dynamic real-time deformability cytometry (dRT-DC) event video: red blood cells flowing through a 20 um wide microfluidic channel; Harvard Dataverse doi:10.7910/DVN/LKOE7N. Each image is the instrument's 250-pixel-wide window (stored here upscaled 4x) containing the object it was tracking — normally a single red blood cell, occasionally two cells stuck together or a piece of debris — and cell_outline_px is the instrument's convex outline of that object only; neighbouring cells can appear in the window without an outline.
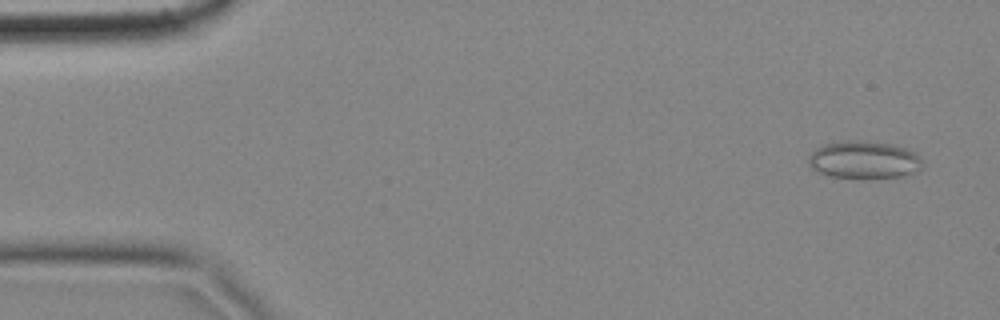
{"species": "common noctule bat (a hibernating species)", "species_latin": "Nyctalus noctula", "temperature_condition": "cold", "stored_images_in_passage": 9, "camera_frame_rate_fps": 3000, "um_per_image_px": 0.085, "animal": {"sex": "female", "body_mass_g": 18.4}, "frame": {"image": 1, "passage_image": 3, "time_ms": 0.667, "image_size_px": [1000, 320], "cell_outline_px": [[920, 172], [904, 176], [828, 176], [812, 168], [808, 164], [808, 156], [816, 148], [824, 144], [848, 140], [860, 140], [892, 144], [904, 148], [912, 152], [920, 160]], "centroid_in_image_um": [73.4, 13.56], "position_along_channel_um": 11.6, "area_um2": 24.28}}